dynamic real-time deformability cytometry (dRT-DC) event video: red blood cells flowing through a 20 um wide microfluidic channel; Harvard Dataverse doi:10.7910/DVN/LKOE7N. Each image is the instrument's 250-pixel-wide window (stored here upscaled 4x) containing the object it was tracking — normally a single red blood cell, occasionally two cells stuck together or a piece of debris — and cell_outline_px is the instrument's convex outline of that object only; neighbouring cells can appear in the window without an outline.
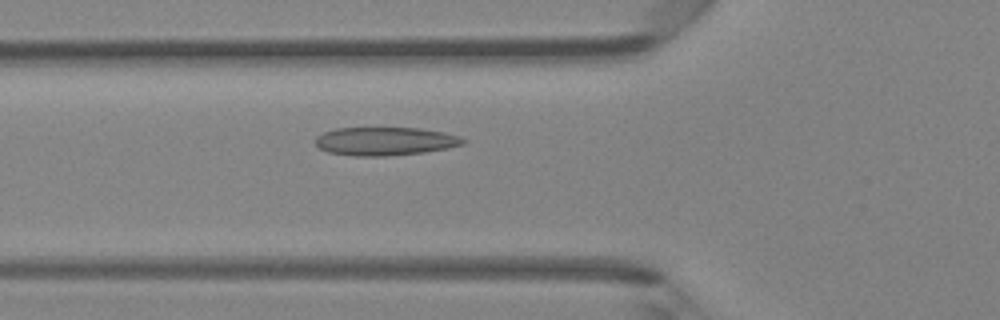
{"species": "Egyptian fruit bat (a non-hibernating species)", "species_latin": "Rousettus aegyptiacus", "temperature_condition": "room temperature", "stored_images_in_passage": 48, "segment_of_instrument_passage": [1, 2], "camera_frame_rate_fps": 3000, "um_per_image_px": 0.085, "animal": {"sex": "female"}, "frame": {"image": 1, "passage_image": 17, "time_ms": 5.333, "image_size_px": [1000, 320], "cell_outline_px": [[468, 140], [464, 144], [448, 148], [424, 152], [384, 156], [352, 156], [328, 152], [320, 148], [316, 144], [316, 136], [324, 132], [336, 128], [420, 128], [444, 132], [460, 136]], "centroid_in_image_um": [32.76, 12.0], "position_along_channel_um": 93.0, "area_um2": 24.45}}
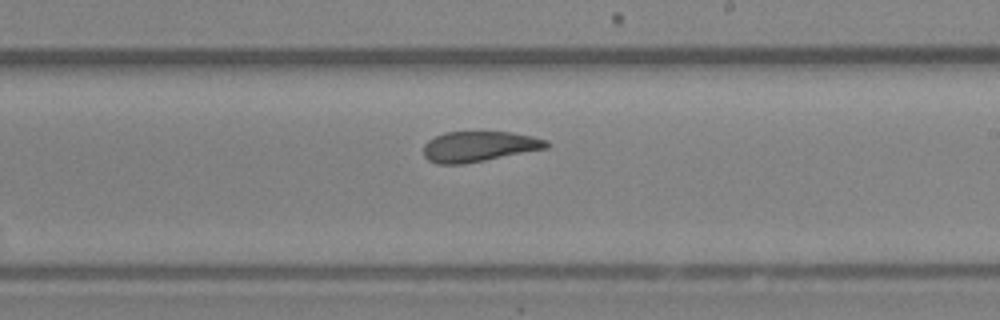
{"frame": {"image": 2, "passage_image": 28, "time_ms": 9.0, "image_size_px": [1000, 320], "cell_outline_px": [[552, 144], [548, 148], [464, 164], [436, 164], [428, 160], [424, 156], [424, 144], [428, 140], [444, 132], [512, 132], [532, 136], [548, 140]], "centroid_in_image_um": [40.73, 12.45], "position_along_channel_um": 248.3, "area_um2": 21.91}}
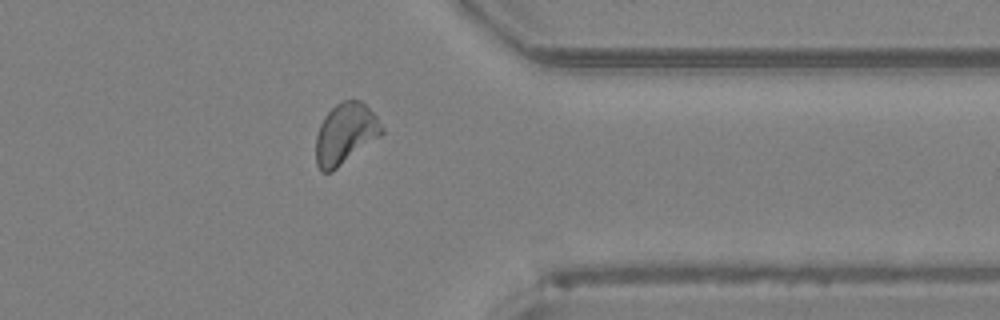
{"frame": {"image": 3, "passage_image": 38, "time_ms": 12.333, "image_size_px": [1000, 320], "cell_outline_px": [[384, 132], [380, 136], [332, 172], [320, 172], [316, 164], [316, 136], [320, 124], [324, 116], [336, 104], [344, 100], [360, 100], [376, 116], [384, 128]], "centroid_in_image_um": [29.34, 11.38], "position_along_channel_um": 382.1, "area_um2": 23.29}}